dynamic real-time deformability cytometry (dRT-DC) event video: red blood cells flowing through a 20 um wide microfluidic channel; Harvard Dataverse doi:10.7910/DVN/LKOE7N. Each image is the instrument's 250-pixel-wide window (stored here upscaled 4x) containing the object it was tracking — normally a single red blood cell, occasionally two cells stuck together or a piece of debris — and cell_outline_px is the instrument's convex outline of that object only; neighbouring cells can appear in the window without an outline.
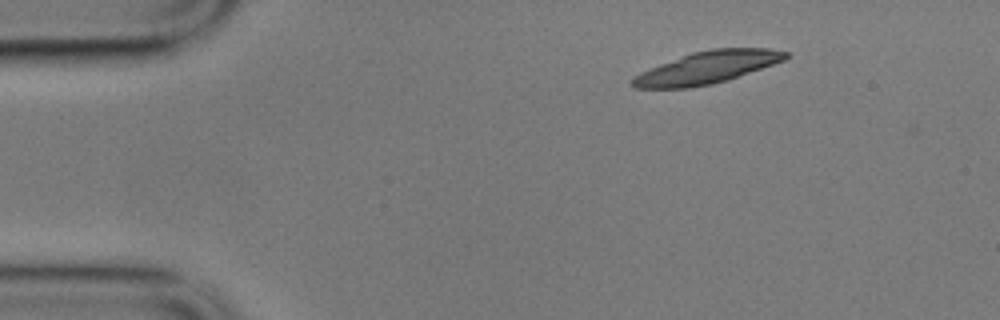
{"species": "common noctule bat (a hibernating species)", "species_latin": "Nyctalus noctula", "temperature_condition": "cold", "stored_images_in_passage": 3, "camera_frame_rate_fps": 3000, "um_per_image_px": 0.085, "animal": {"sex": "male", "body_mass_g": 17.9}, "frame": {"image": 1, "passage_image": 1, "time_ms": 0.0, "image_size_px": [1000, 320], "cell_outline_px": [[792, 52], [784, 60], [728, 80], [688, 88], [632, 88], [628, 84], [628, 80], [632, 76], [640, 72], [660, 64], [692, 52], [712, 48], [768, 48]], "centroid_in_image_um": [60.06, 5.74], "position_along_channel_um": 24.9, "area_um2": 28.84}}